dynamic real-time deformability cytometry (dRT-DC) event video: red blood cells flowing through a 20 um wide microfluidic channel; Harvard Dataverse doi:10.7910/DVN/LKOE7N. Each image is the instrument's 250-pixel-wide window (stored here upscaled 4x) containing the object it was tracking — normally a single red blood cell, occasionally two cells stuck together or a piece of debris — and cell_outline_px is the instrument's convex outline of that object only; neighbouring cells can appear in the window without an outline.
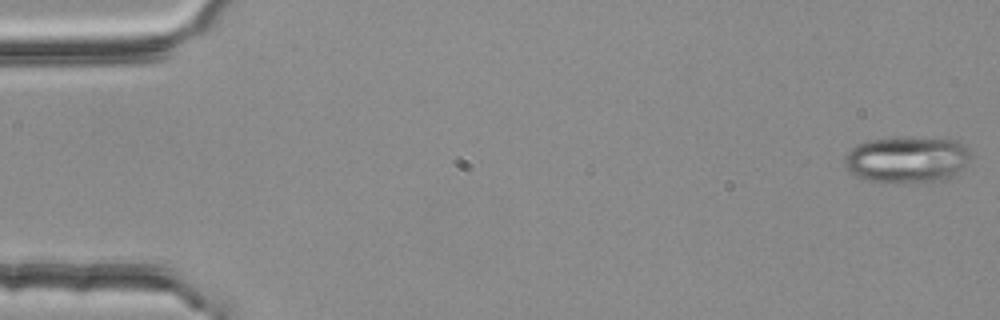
{"species": "common noctule bat (a hibernating species)", "species_latin": "Nyctalus noctula", "temperature_condition": "room temperature", "stored_images_in_passage": 3, "camera_frame_rate_fps": 3000, "um_per_image_px": 0.085, "animal": {"sex": "female", "body_mass_g": 25.1}, "frame": {"image": 1, "passage_image": 1, "time_ms": 0.0, "image_size_px": [1000, 320], "cell_outline_px": [[972, 156], [964, 168], [952, 176], [944, 180], [928, 184], [872, 180], [856, 176], [844, 164], [844, 156], [852, 148], [860, 144], [872, 140], [956, 140], [968, 148]], "centroid_in_image_um": [77.16, 13.63], "position_along_channel_um": 7.8, "area_um2": 33.18}}